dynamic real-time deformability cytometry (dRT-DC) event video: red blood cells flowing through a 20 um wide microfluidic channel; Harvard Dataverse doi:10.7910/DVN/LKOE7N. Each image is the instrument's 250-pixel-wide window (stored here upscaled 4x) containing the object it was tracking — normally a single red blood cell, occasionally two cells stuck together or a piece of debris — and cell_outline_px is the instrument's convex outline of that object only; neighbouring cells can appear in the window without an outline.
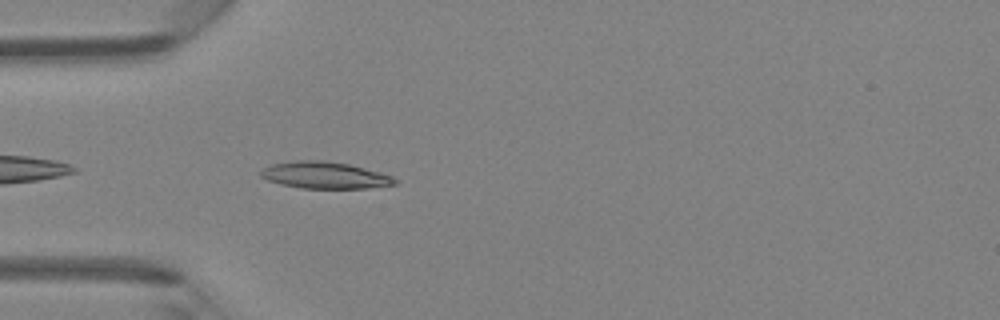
{"species": "Egyptian fruit bat (a non-hibernating species)", "species_latin": "Rousettus aegyptiacus", "temperature_condition": "room temperature", "stored_images_in_passage": 35, "camera_frame_rate_fps": 3000, "um_per_image_px": 0.085, "animal": {"sex": "female"}, "frame": {"image": 1, "passage_image": 2, "time_ms": 0.333, "image_size_px": [1000, 320], "cell_outline_px": [[400, 180], [396, 184], [364, 188], [300, 188], [280, 184], [268, 180], [260, 176], [260, 172], [264, 168], [272, 164], [296, 160], [324, 160], [348, 164], [380, 172], [392, 176]], "centroid_in_image_um": [27.61, 14.89], "position_along_channel_um": 57.4, "area_um2": 20.87}}
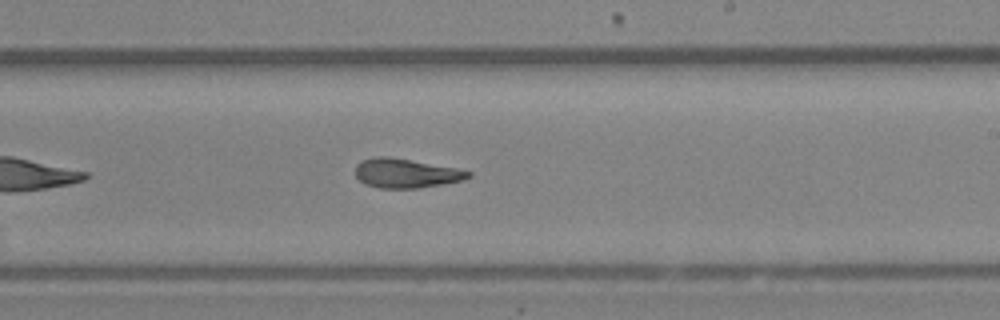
{"frame": {"image": 2, "passage_image": 16, "time_ms": 5.0, "image_size_px": [1000, 320], "cell_outline_px": [[472, 176], [464, 180], [444, 184], [420, 188], [380, 188], [364, 184], [356, 176], [356, 164], [364, 160], [376, 156], [388, 156], [456, 168], [472, 172]], "centroid_in_image_um": [34.52, 14.73], "position_along_channel_um": 254.5, "area_um2": 19.25}}
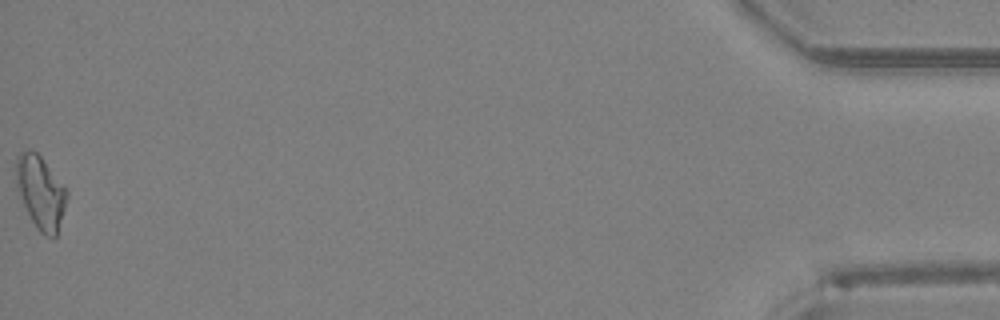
{"frame": {"image": 3, "passage_image": 35, "time_ms": 11.333, "image_size_px": [1000, 320], "cell_outline_px": [[68, 196], [56, 236], [52, 240], [44, 236], [36, 228], [16, 188], [16, 156], [20, 152], [28, 148], [36, 152], [40, 156], [68, 192]], "centroid_in_image_um": [3.44, 16.36], "position_along_channel_um": 431.8, "area_um2": 21.39}, "authors_computed_cell_mechanics": {"area_um2": 19.7098, "velocity_mm_per_s": 4.3453, "shape_relaxation_time_tau1_ms": 3.0464, "shape_relaxation_time_tau2_ms": 1.8043, "deformation_change_tau1": 0.1303, "deformation_change_tau2": 0.0905}}